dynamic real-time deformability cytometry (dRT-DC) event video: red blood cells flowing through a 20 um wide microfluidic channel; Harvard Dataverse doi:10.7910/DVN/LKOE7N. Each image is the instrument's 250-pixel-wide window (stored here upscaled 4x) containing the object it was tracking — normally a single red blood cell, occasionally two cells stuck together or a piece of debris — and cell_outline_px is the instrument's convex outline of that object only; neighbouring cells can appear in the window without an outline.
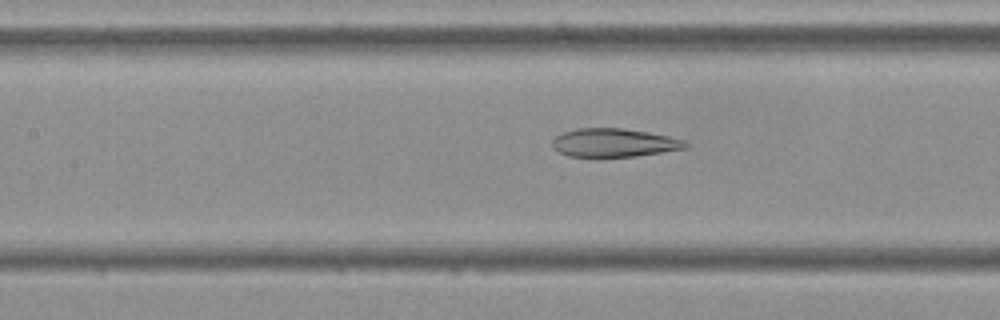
{"species": "Egyptian fruit bat (a non-hibernating species)", "species_latin": "Rousettus aegyptiacus", "temperature_condition": "cold", "stored_images_in_passage": 48, "camera_frame_rate_fps": 3000, "um_per_image_px": 0.085, "frame": {"image": 1, "passage_image": 16, "time_ms": 5.0, "image_size_px": [1000, 320], "cell_outline_px": [[688, 144], [684, 148], [636, 156], [568, 156], [552, 148], [552, 140], [556, 136], [564, 132], [576, 128], [624, 128], [648, 132], [668, 136], [684, 140]], "centroid_in_image_um": [52.15, 12.12], "position_along_channel_um": 155.2, "area_um2": 21.79}}
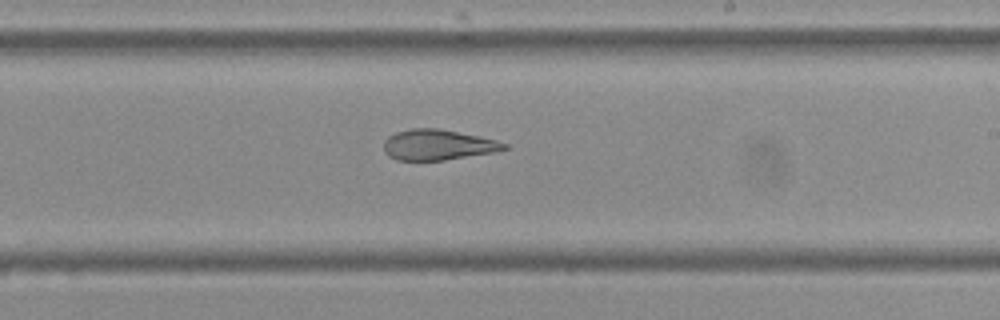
{"frame": {"image": 2, "passage_image": 24, "time_ms": 7.667, "image_size_px": [1000, 320], "cell_outline_px": [[508, 148], [492, 152], [444, 160], [396, 160], [388, 156], [384, 152], [384, 140], [388, 136], [396, 132], [412, 128], [436, 128], [480, 136], [496, 140], [508, 144]], "centroid_in_image_um": [37.18, 12.31], "position_along_channel_um": 251.8, "area_um2": 21.33}}
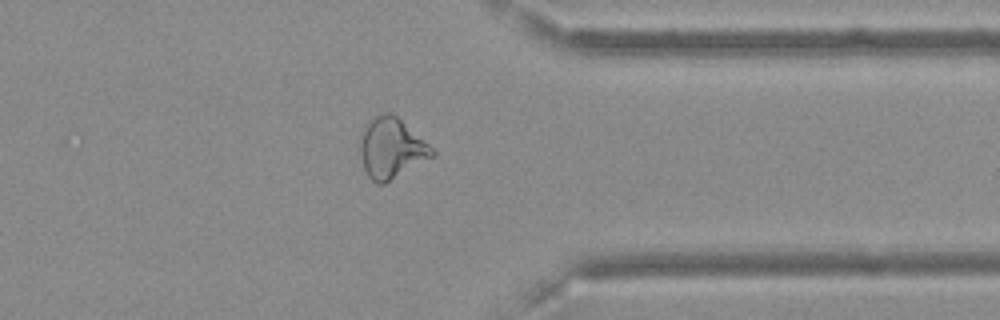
{"frame": {"image": 3, "passage_image": 35, "time_ms": 11.333, "image_size_px": [1000, 320], "cell_outline_px": [[436, 156], [384, 184], [376, 184], [368, 176], [364, 168], [360, 152], [360, 136], [364, 128], [376, 116], [384, 112], [388, 112], [396, 116], [428, 144], [436, 152]], "centroid_in_image_um": [33.28, 12.64], "position_along_channel_um": 378.1, "area_um2": 25.09}}